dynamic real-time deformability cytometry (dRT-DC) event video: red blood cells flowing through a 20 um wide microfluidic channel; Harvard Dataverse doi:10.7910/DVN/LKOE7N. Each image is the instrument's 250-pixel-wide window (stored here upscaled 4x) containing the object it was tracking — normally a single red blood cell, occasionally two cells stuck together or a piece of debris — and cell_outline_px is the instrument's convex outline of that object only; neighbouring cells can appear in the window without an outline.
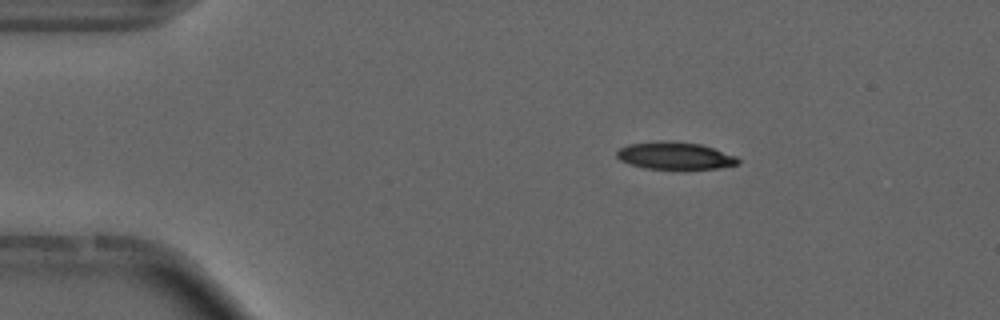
{"species": "common noctule bat (a hibernating species)", "species_latin": "Nyctalus noctula", "temperature_condition": "cold", "stored_images_in_passage": 46, "camera_frame_rate_fps": 3000, "um_per_image_px": 0.085, "animal": {"sex": "male", "forearm_length_mm": 52.5}, "frame": {"image": 1, "passage_image": 1, "time_ms": 0.0, "image_size_px": [1000, 320], "cell_outline_px": [[740, 164], [720, 168], [684, 172], [644, 168], [628, 164], [620, 160], [616, 156], [616, 152], [620, 148], [628, 144], [660, 140], [664, 140], [700, 144], [736, 156], [740, 160]], "centroid_in_image_um": [57.38, 13.29], "position_along_channel_um": 27.6, "area_um2": 20.29}}
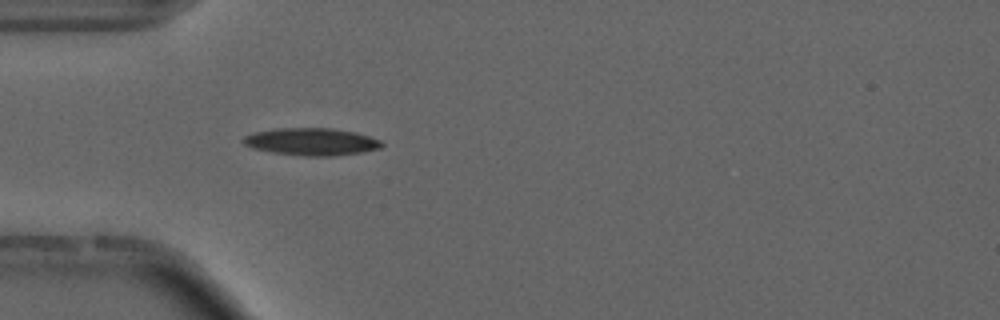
{"frame": {"image": 2, "passage_image": 8, "time_ms": 2.333, "image_size_px": [1000, 320], "cell_outline_px": [[384, 144], [380, 148], [360, 152], [332, 156], [300, 156], [272, 152], [252, 148], [244, 144], [240, 140], [244, 136], [256, 132], [276, 128], [332, 128], [356, 132], [380, 140]], "centroid_in_image_um": [26.45, 12.04], "position_along_channel_um": 58.6, "area_um2": 22.08}, "authors_computed_cell_mechanics": {"area_um2": 19.8543, "velocity_mm_per_s": 3.7264, "shape_relaxation_time_tau1_ms": null, "shape_relaxation_time_tau2_ms": 5.7888, "deformation_change_tau1": null, "deformation_change_tau2": 0.1567}}